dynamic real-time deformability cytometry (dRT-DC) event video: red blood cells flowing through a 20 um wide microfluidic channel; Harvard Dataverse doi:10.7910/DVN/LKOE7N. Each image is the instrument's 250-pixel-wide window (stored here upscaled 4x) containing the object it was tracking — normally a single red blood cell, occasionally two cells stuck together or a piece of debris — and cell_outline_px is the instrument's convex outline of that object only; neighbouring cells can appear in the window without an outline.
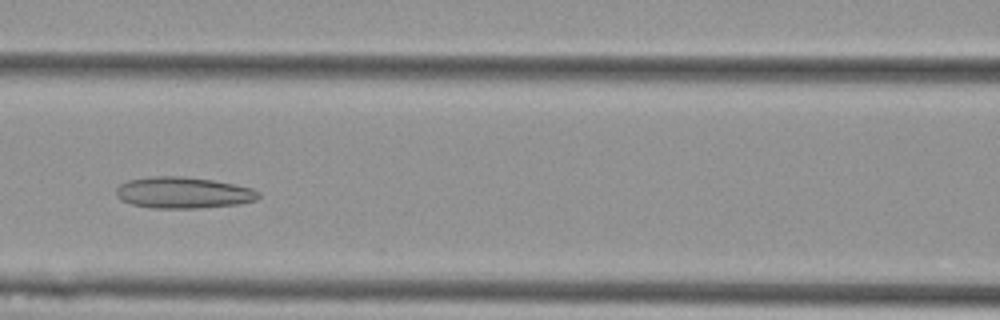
{"species": "Egyptian fruit bat (a non-hibernating species)", "species_latin": "Rousettus aegyptiacus", "temperature_condition": "cold", "stored_images_in_passage": 38, "camera_frame_rate_fps": 3000, "um_per_image_px": 0.085, "animal": {"sex": "female"}, "frame": {"image": 1, "passage_image": 8, "time_ms": 2.333, "image_size_px": [1000, 320], "cell_outline_px": [[260, 196], [256, 200], [240, 204], [200, 208], [152, 208], [132, 204], [120, 200], [116, 192], [116, 188], [120, 184], [128, 180], [152, 176], [180, 176], [212, 180], [252, 188], [260, 192]], "centroid_in_image_um": [15.58, 16.38], "position_along_channel_um": 151.0, "area_um2": 26.01}}
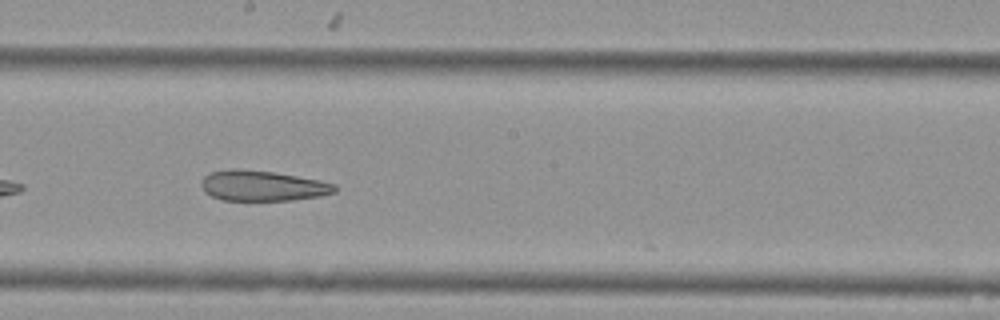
{"frame": {"image": 2, "passage_image": 14, "time_ms": 4.333, "image_size_px": [1000, 320], "cell_outline_px": [[336, 192], [320, 196], [292, 200], [220, 200], [204, 192], [200, 184], [204, 176], [212, 172], [232, 168], [236, 168], [272, 172], [320, 180], [336, 184]], "centroid_in_image_um": [22.3, 15.79], "position_along_channel_um": 225.9, "area_um2": 23.64}}
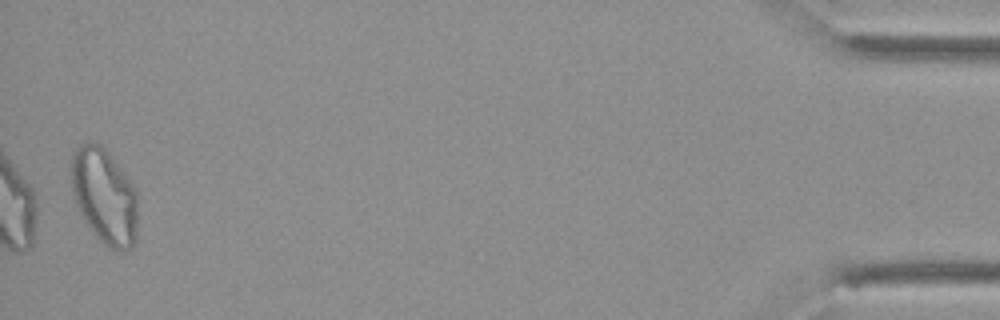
{"frame": {"image": 3, "passage_image": 37, "time_ms": 12.0, "image_size_px": [1000, 320], "cell_outline_px": [[136, 244], [132, 248], [124, 252], [120, 252], [108, 248], [92, 232], [84, 220], [76, 204], [72, 192], [72, 152], [80, 144], [88, 140], [100, 144], [104, 148], [124, 172], [132, 184], [136, 192]], "centroid_in_image_um": [8.87, 16.7], "position_along_channel_um": 426.3, "area_um2": 37.17}, "authors_computed_cell_mechanics": {"area_um2": 26.4435, "velocity_mm_per_s": 3.7744, "shape_relaxation_time_tau1_ms": null, "shape_relaxation_time_tau2_ms": 4.3968, "deformation_change_tau1": null, "deformation_change_tau2": 0.1369}}